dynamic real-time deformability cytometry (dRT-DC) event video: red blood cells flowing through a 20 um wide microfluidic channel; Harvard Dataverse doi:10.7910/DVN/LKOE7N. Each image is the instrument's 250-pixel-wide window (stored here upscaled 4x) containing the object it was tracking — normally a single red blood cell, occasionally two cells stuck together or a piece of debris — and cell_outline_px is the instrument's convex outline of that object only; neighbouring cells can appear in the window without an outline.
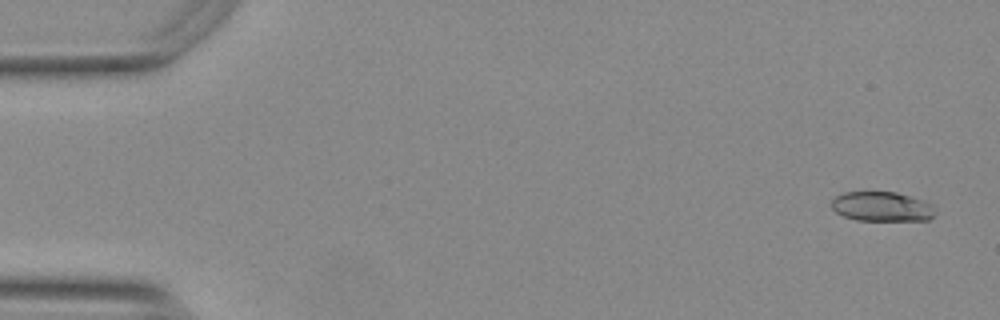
{"species": "Egyptian fruit bat (a non-hibernating species)", "species_latin": "Rousettus aegyptiacus", "temperature_condition": "warm", "stored_images_in_passage": 19, "camera_frame_rate_fps": 3000, "um_per_image_px": 0.085, "animal": {"sex": "female"}, "frame": {"image": 1, "passage_image": 3, "time_ms": 0.667, "image_size_px": [1000, 320], "cell_outline_px": [[932, 216], [928, 220], [856, 220], [844, 216], [836, 212], [832, 208], [832, 200], [836, 196], [844, 192], [896, 192], [932, 204]], "centroid_in_image_um": [74.9, 17.56], "position_along_channel_um": 10.1, "area_um2": 17.51}}
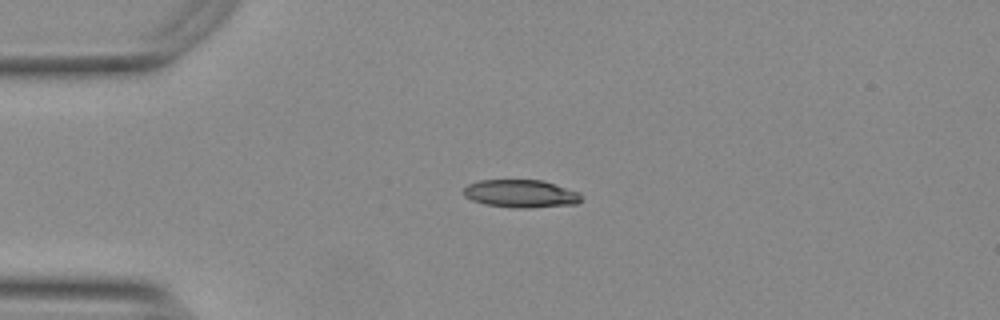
{"frame": {"image": 2, "passage_image": 14, "time_ms": 4.333, "image_size_px": [1000, 320], "cell_outline_px": [[580, 200], [576, 204], [532, 208], [512, 208], [484, 204], [472, 200], [464, 196], [464, 188], [468, 184], [480, 180], [544, 180], [580, 192]], "centroid_in_image_um": [44.27, 16.46], "position_along_channel_um": 40.7, "area_um2": 19.25}}